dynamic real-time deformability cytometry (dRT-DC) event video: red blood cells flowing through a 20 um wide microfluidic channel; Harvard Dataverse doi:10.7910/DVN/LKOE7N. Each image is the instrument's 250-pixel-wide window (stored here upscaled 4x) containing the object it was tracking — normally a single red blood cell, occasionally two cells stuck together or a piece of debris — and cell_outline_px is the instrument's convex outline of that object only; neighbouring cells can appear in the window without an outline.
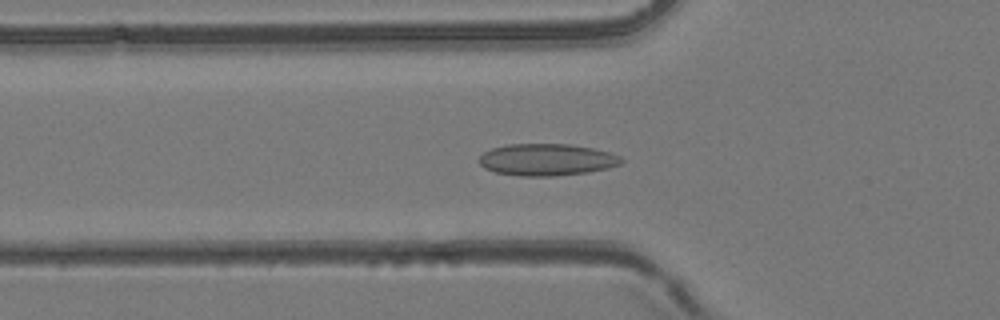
{"species": "common noctule bat (a hibernating species)", "species_latin": "Nyctalus noctula", "temperature_condition": "room temperature", "stored_images_in_passage": 35, "camera_frame_rate_fps": 3000, "um_per_image_px": 0.085, "animal": {"sex": "female", "body_mass_g": 24.6, "forearm_length_mm": 56.2}, "frame": {"image": 1, "passage_image": 4, "time_ms": 1.0, "image_size_px": [1000, 320], "cell_outline_px": [[624, 160], [620, 164], [608, 168], [588, 172], [552, 176], [520, 176], [496, 172], [484, 168], [476, 160], [484, 152], [492, 148], [508, 144], [572, 144], [592, 148], [608, 152], [620, 156]], "centroid_in_image_um": [46.45, 13.57], "position_along_channel_um": 79.3, "area_um2": 26.47}}
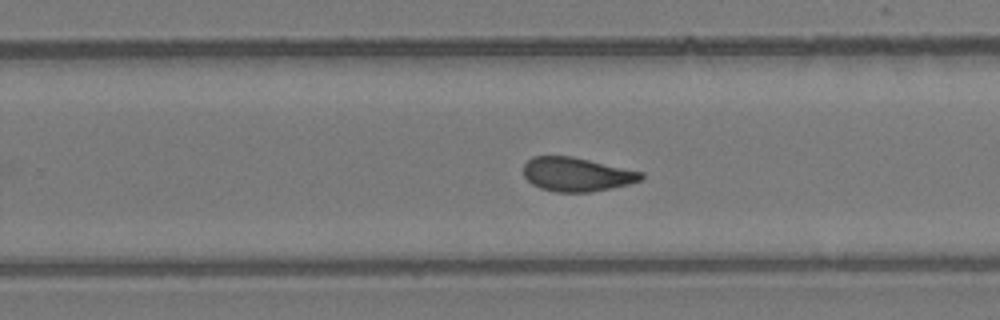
{"frame": {"image": 2, "passage_image": 18, "time_ms": 5.667, "image_size_px": [1000, 320], "cell_outline_px": [[644, 180], [612, 188], [588, 192], [556, 192], [540, 188], [532, 184], [524, 176], [524, 164], [532, 156], [572, 156], [644, 172]], "centroid_in_image_um": [49.04, 14.82], "position_along_channel_um": 280.8, "area_um2": 23.35}}
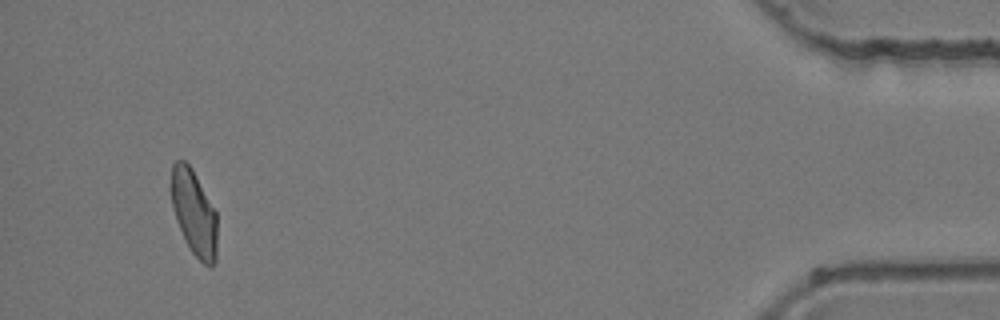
{"frame": {"image": 3, "passage_image": 33, "time_ms": 10.667, "image_size_px": [1000, 320], "cell_outline_px": [[216, 260], [212, 264], [204, 264], [192, 252], [176, 220], [168, 188], [172, 164], [176, 160], [184, 160], [192, 168], [216, 212]], "centroid_in_image_um": [16.44, 17.99], "position_along_channel_um": 418.8, "area_um2": 22.83}}